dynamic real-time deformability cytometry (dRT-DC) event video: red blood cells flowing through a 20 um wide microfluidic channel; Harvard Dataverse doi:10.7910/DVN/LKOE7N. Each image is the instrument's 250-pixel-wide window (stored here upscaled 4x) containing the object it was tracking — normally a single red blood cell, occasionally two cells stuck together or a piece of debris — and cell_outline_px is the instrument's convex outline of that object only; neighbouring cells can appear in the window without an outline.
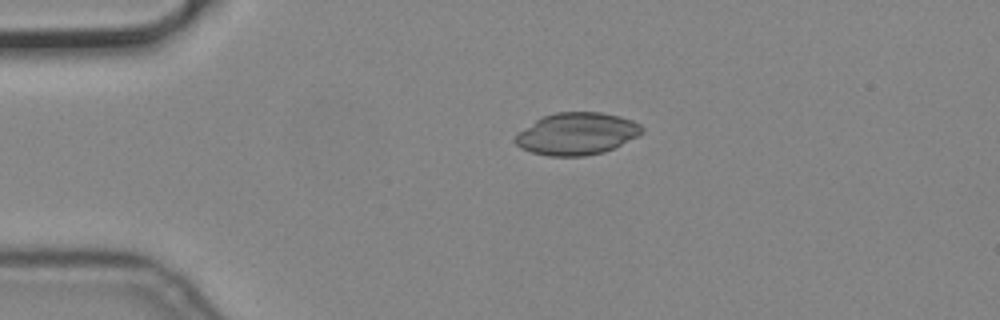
{"species": "common noctule bat (a hibernating species)", "species_latin": "Nyctalus noctula", "temperature_condition": "cold", "stored_images_in_passage": 2, "camera_frame_rate_fps": 3000, "um_per_image_px": 0.085, "animal": {"sex": "male", "body_mass_g": 19.2, "forearm_length_mm": 51.8}, "frame": {"image": 1, "passage_image": 1, "time_ms": 0.0, "image_size_px": [1000, 320], "cell_outline_px": [[644, 132], [604, 152], [584, 156], [548, 156], [532, 152], [520, 148], [512, 140], [516, 132], [536, 120], [544, 116], [556, 112], [600, 112], [620, 116], [632, 120], [640, 124], [644, 128]], "centroid_in_image_um": [48.98, 11.36], "position_along_channel_um": 36.0, "area_um2": 31.15}}